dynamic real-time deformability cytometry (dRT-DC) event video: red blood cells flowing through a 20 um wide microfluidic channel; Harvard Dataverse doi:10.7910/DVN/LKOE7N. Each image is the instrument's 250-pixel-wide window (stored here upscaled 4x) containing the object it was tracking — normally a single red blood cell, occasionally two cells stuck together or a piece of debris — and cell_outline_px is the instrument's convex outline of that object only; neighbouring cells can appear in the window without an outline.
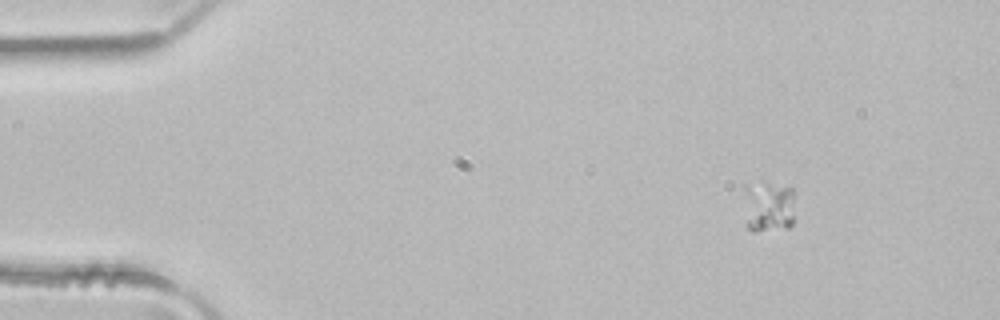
{"species": "common noctule bat (a hibernating species)", "species_latin": "Nyctalus noctula", "temperature_condition": "room temperature", "stored_images_in_passage": 3, "camera_frame_rate_fps": 3000, "um_per_image_px": 0.085, "animal": {"sex": "male", "body_mass_g": 21.5, "forearm_length_mm": 52.0}, "frame": {"image": 1, "passage_image": 1, "time_ms": 0.0, "image_size_px": [1000, 320], "cell_outline_px": [[792, 224], [788, 228], [756, 232], [752, 232], [748, 228], [744, 188], [760, 180], [764, 180], [792, 188]], "centroid_in_image_um": [65.31, 17.54], "position_along_channel_um": 19.7, "area_um2": 15.37}}